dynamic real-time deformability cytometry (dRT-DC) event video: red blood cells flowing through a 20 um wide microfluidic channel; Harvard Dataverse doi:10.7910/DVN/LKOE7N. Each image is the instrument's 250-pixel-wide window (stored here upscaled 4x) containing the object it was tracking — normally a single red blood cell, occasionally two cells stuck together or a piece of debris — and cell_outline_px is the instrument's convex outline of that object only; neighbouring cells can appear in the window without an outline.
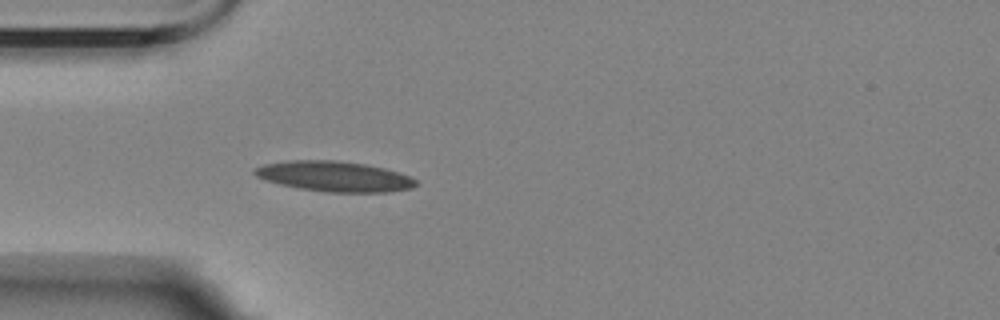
{"species": "Egyptian fruit bat (a non-hibernating species)", "species_latin": "Rousettus aegyptiacus", "temperature_condition": "room temperature", "stored_images_in_passage": 2, "camera_frame_rate_fps": 3000, "um_per_image_px": 0.085, "animal": {"sex": "female"}, "frame": {"image": 1, "passage_image": 2, "time_ms": 1.333, "image_size_px": [1000, 320], "cell_outline_px": [[420, 184], [412, 188], [388, 192], [324, 192], [300, 188], [280, 184], [256, 176], [252, 172], [256, 168], [264, 164], [292, 160], [336, 160], [364, 164], [384, 168], [408, 176], [416, 180]], "centroid_in_image_um": [28.44, 14.99], "position_along_channel_um": 56.6, "area_um2": 28.26}}